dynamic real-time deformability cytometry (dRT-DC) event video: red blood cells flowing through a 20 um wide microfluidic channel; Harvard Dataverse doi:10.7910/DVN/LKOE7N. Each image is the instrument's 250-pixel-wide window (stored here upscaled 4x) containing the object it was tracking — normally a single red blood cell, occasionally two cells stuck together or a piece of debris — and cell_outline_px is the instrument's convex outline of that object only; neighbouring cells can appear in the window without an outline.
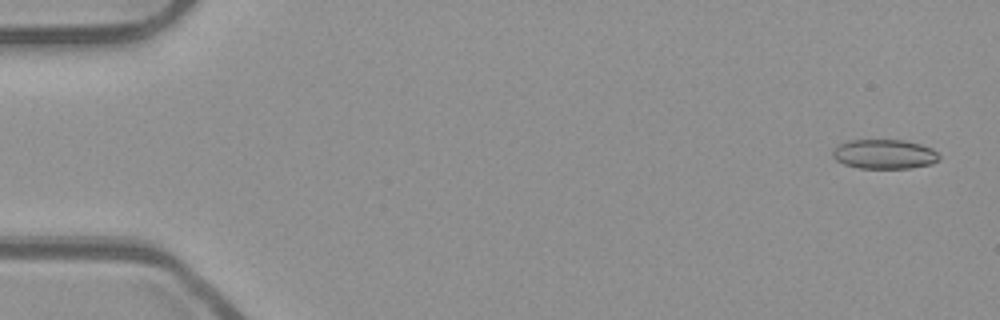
{"species": "common noctule bat (a hibernating species)", "species_latin": "Nyctalus noctula", "temperature_condition": "room temperature", "stored_images_in_passage": 52, "camera_frame_rate_fps": 3000, "um_per_image_px": 0.085, "animal": {"sex": "male", "body_mass_g": 23.1, "forearm_length_mm": 52.7}, "frame": {"image": 1, "passage_image": 2, "time_ms": 0.333, "image_size_px": [1000, 320], "cell_outline_px": [[940, 160], [932, 164], [912, 168], [860, 168], [844, 164], [836, 160], [832, 156], [832, 152], [840, 144], [848, 140], [904, 140], [920, 144], [932, 148], [940, 156]], "centroid_in_image_um": [75.2, 13.1], "position_along_channel_um": 9.8, "area_um2": 18.32}}
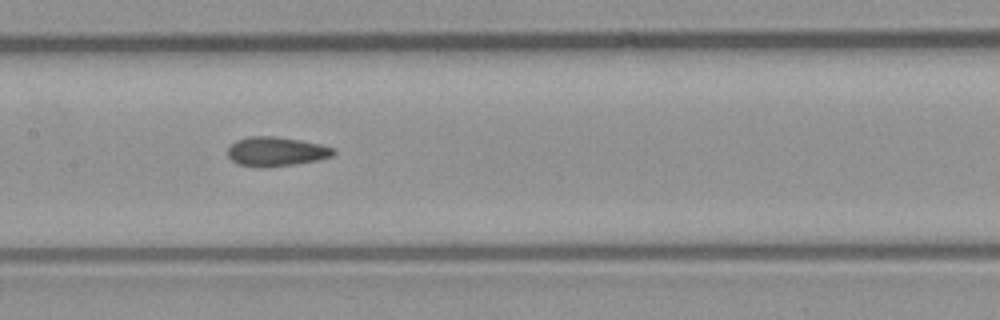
{"frame": {"image": 2, "passage_image": 26, "time_ms": 8.333, "image_size_px": [1000, 320], "cell_outline_px": [[336, 152], [332, 156], [316, 160], [292, 164], [264, 168], [260, 168], [240, 164], [232, 160], [228, 156], [228, 148], [236, 140], [248, 136], [272, 136], [300, 140], [320, 144], [332, 148]], "centroid_in_image_um": [23.44, 12.88], "position_along_channel_um": 184.0, "area_um2": 17.86}}
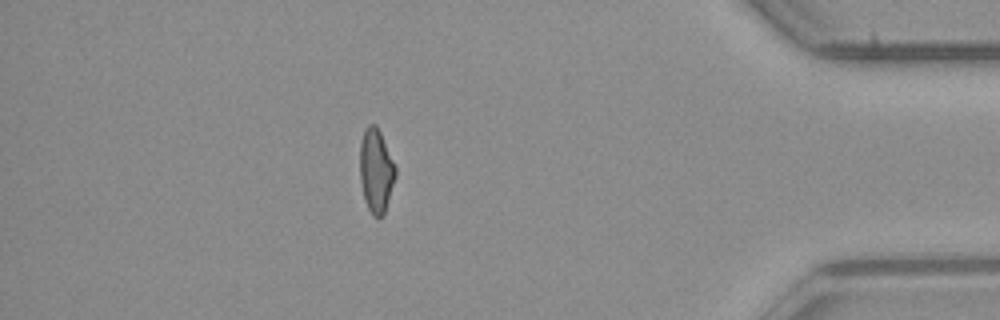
{"frame": {"image": 3, "passage_image": 46, "time_ms": 15.0, "image_size_px": [1000, 320], "cell_outline_px": [[396, 176], [384, 216], [372, 216], [364, 200], [360, 180], [360, 144], [364, 128], [368, 124], [376, 124], [380, 132], [396, 168]], "centroid_in_image_um": [31.95, 14.52], "position_along_channel_um": 403.2, "area_um2": 17.46}, "authors_computed_cell_mechanics": {"area_um2": 17.8313, "velocity_mm_per_s": 3.9691, "shape_relaxation_time_tau1_ms": null, "shape_relaxation_time_tau2_ms": 1.5502, "deformation_change_tau1": null, "deformation_change_tau2": 0.0739}}